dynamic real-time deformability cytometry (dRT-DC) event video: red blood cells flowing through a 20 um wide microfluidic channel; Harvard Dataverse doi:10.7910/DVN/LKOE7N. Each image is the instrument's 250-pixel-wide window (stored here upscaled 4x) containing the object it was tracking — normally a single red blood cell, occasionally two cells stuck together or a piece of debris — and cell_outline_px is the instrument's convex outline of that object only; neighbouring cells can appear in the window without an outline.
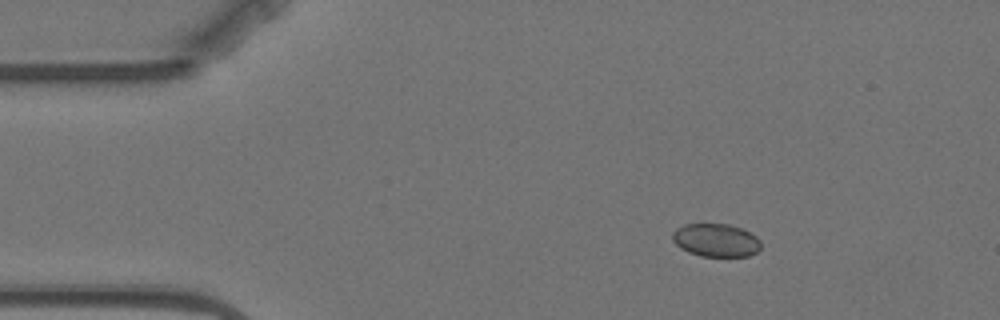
{"species": "Egyptian fruit bat (a non-hibernating species)", "species_latin": "Rousettus aegyptiacus", "temperature_condition": "warm", "stored_images_in_passage": 3, "camera_frame_rate_fps": 3000, "um_per_image_px": 0.085, "animal": {"sex": "female"}, "frame": {"image": 1, "passage_image": 1, "time_ms": 0.0, "image_size_px": [1000, 320], "cell_outline_px": [[760, 248], [756, 252], [748, 256], [700, 256], [688, 252], [680, 248], [672, 240], [672, 232], [676, 228], [684, 224], [728, 224], [740, 228], [756, 236], [760, 240]], "centroid_in_image_um": [60.82, 20.42], "position_along_channel_um": 24.2, "area_um2": 17.05}}